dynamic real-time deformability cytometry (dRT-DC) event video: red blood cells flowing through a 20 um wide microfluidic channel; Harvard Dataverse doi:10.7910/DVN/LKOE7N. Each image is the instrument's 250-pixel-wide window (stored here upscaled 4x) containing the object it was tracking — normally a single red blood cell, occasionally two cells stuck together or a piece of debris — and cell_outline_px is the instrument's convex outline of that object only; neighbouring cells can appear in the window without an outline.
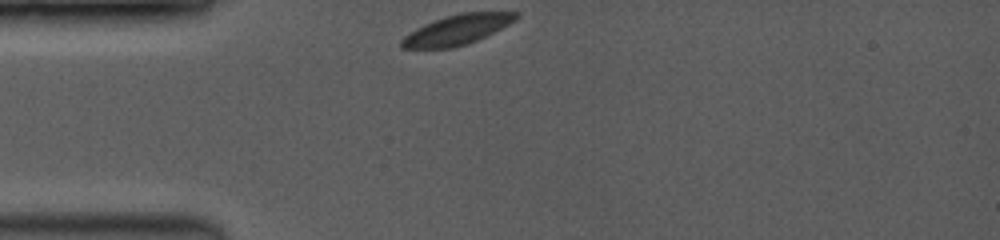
{"species": "common noctule bat (a hibernating species)", "species_latin": "Nyctalus noctula", "temperature_condition": "room temperature", "stored_images_in_passage": 69, "camera_frame_rate_fps": 3500, "um_per_image_px": 0.085, "animal": {"sex": "female", "body_mass_g": 19.0, "forearm_length_mm": 53.3}, "frame": {"image": 1, "passage_image": 1, "time_ms": 0.0, "image_size_px": [1000, 240], "cell_outline_px": [[520, 16], [516, 20], [476, 40], [452, 48], [400, 48], [400, 40], [408, 32], [424, 24], [444, 16], [460, 12], [520, 12]], "centroid_in_image_um": [38.81, 2.51], "position_along_channel_um": 46.2, "area_um2": 19.83}}
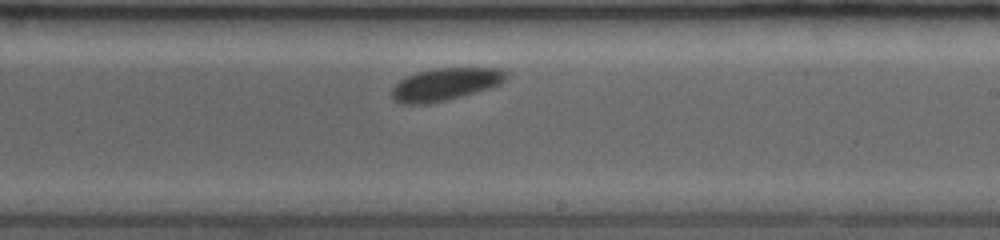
{"frame": {"image": 2, "passage_image": 41, "time_ms": 5.714, "image_size_px": [1000, 240], "cell_outline_px": [[508, 80], [492, 88], [448, 100], [428, 104], [400, 104], [392, 100], [392, 88], [400, 80], [416, 72], [432, 68], [500, 68], [508, 72]], "centroid_in_image_um": [37.88, 7.17], "position_along_channel_um": 251.1, "area_um2": 22.08}}
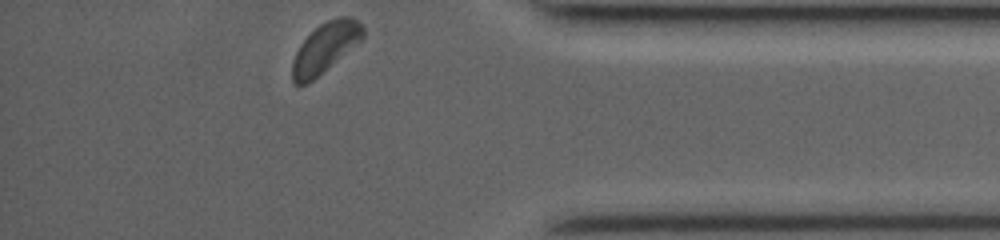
{"frame": {"image": 3, "passage_image": 69, "time_ms": 10.0, "image_size_px": [1000, 240], "cell_outline_px": [[364, 36], [360, 40], [308, 84], [296, 84], [292, 80], [292, 60], [300, 44], [320, 24], [328, 20], [340, 16], [352, 16], [364, 28]], "centroid_in_image_um": [27.62, 4.04], "position_along_channel_um": 407.6, "area_um2": 20.0}}